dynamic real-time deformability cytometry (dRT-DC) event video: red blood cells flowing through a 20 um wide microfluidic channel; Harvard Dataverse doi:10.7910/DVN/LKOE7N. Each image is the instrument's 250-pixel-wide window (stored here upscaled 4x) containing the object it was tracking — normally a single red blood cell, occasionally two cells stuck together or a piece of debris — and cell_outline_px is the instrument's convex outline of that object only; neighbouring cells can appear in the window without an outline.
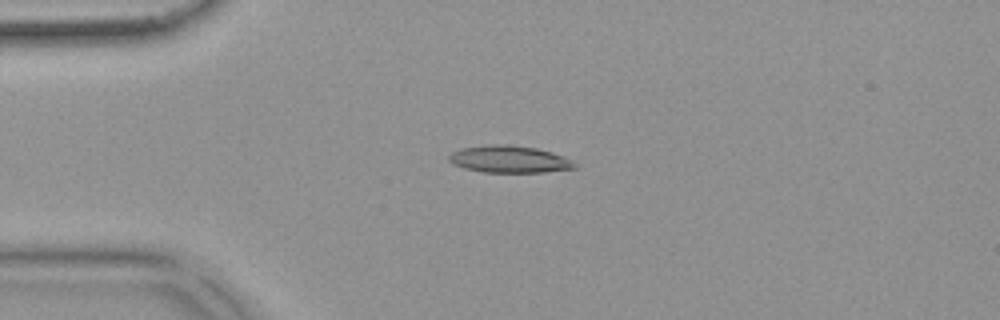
{"species": "common noctule bat (a hibernating species)", "species_latin": "Nyctalus noctula", "temperature_condition": "warm", "stored_images_in_passage": 52, "camera_frame_rate_fps": 3000, "um_per_image_px": 0.085, "animal": {"sex": "female", "body_mass_g": 18.4}, "frame": {"image": 1, "passage_image": 13, "time_ms": 4.0, "image_size_px": [1000, 320], "cell_outline_px": [[576, 168], [544, 172], [480, 172], [464, 168], [452, 164], [448, 160], [448, 156], [452, 152], [460, 148], [488, 144], [508, 144], [536, 148], [552, 152], [564, 156], [576, 164]], "centroid_in_image_um": [43.25, 13.53], "position_along_channel_um": 41.8, "area_um2": 20.0}}
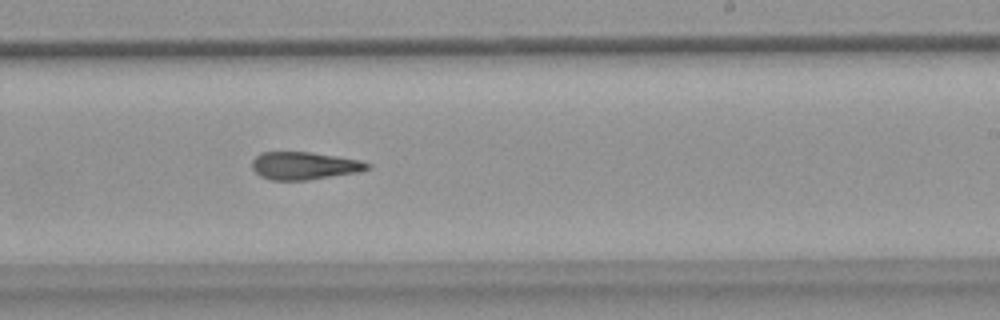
{"frame": {"image": 2, "passage_image": 32, "time_ms": 10.333, "image_size_px": [1000, 320], "cell_outline_px": [[372, 168], [360, 172], [308, 180], [268, 180], [260, 176], [252, 168], [252, 160], [260, 152], [312, 152], [360, 160], [372, 164]], "centroid_in_image_um": [25.89, 14.09], "position_along_channel_um": 263.1, "area_um2": 18.84}}
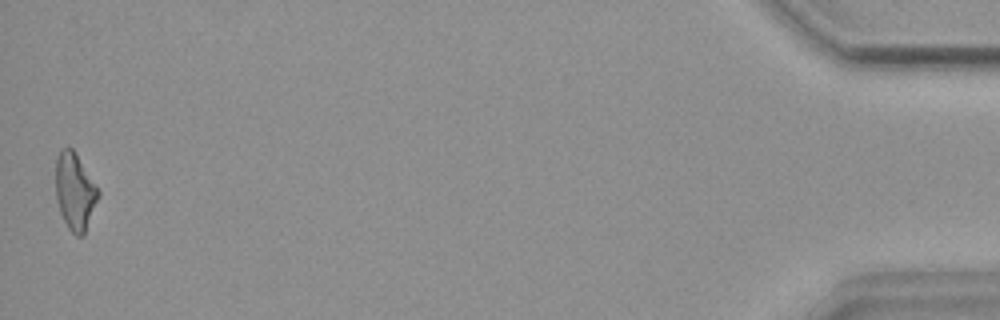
{"frame": {"image": 3, "passage_image": 52, "time_ms": 17.0, "image_size_px": [1000, 320], "cell_outline_px": [[100, 196], [84, 236], [76, 236], [68, 228], [60, 212], [56, 200], [56, 160], [60, 148], [72, 148], [100, 192]], "centroid_in_image_um": [6.37, 16.32], "position_along_channel_um": 428.8, "area_um2": 19.02}, "authors_computed_cell_mechanics": {"area_um2": 19.2763, "velocity_mm_per_s": 3.8875, "shape_relaxation_time_tau1_ms": null, "shape_relaxation_time_tau2_ms": 4.0702, "deformation_change_tau1": null, "deformation_change_tau2": 0.1502}}